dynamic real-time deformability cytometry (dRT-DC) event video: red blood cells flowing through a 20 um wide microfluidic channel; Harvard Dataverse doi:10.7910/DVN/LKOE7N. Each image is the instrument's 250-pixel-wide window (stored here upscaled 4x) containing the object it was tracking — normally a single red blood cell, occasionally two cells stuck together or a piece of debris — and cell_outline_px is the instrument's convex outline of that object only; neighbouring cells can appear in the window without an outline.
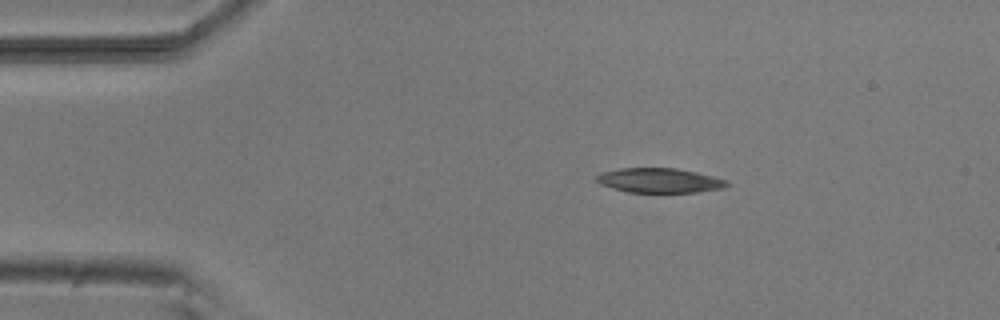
{"species": "common noctule bat (a hibernating species)", "species_latin": "Nyctalus noctula", "temperature_condition": "room temperature", "stored_images_in_passage": 5, "camera_frame_rate_fps": 3000, "um_per_image_px": 0.085, "animal": {"sex": "male", "body_mass_g": 20.5, "forearm_length_mm": 52.5}, "frame": {"image": 1, "passage_image": 1, "time_ms": 0.0, "image_size_px": [1000, 320], "cell_outline_px": [[728, 184], [724, 188], [696, 192], [628, 192], [612, 188], [600, 184], [596, 180], [596, 176], [600, 172], [620, 168], [676, 168], [696, 172], [728, 180]], "centroid_in_image_um": [56.03, 15.33], "position_along_channel_um": 29.0, "area_um2": 18.67}}
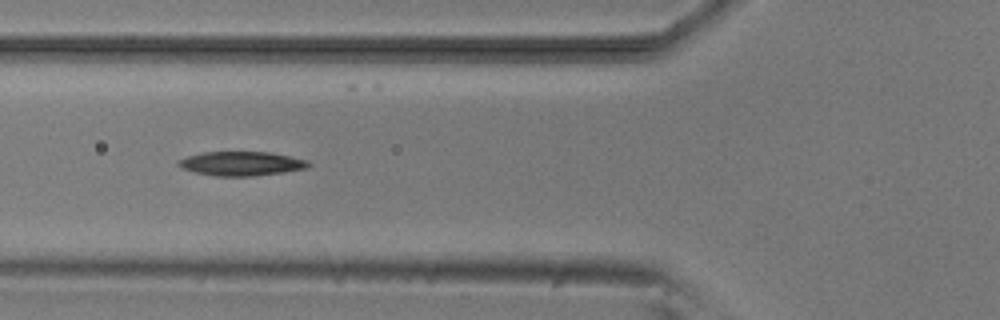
{"frame": {"image": 2, "passage_image": 4, "time_ms": 3.333, "image_size_px": [1000, 320], "cell_outline_px": [[312, 164], [308, 168], [284, 172], [252, 176], [216, 176], [192, 172], [180, 168], [176, 164], [176, 160], [188, 156], [204, 152], [268, 152], [308, 160]], "centroid_in_image_um": [20.48, 13.91], "position_along_channel_um": 105.3, "area_um2": 18.44}}
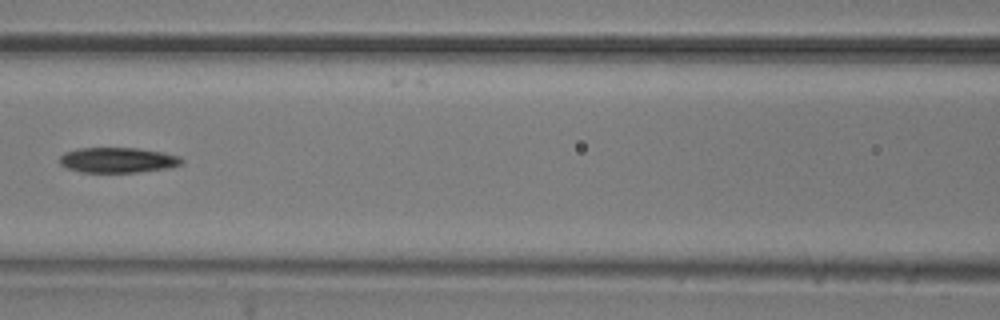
{"frame": {"image": 3, "passage_image": 5, "time_ms": 4.667, "image_size_px": [1000, 320], "cell_outline_px": [[184, 164], [168, 168], [136, 172], [80, 172], [68, 168], [60, 164], [60, 156], [64, 152], [80, 148], [136, 148], [164, 152], [180, 156], [184, 160]], "centroid_in_image_um": [10.05, 13.6], "position_along_channel_um": 156.6, "area_um2": 18.03}}